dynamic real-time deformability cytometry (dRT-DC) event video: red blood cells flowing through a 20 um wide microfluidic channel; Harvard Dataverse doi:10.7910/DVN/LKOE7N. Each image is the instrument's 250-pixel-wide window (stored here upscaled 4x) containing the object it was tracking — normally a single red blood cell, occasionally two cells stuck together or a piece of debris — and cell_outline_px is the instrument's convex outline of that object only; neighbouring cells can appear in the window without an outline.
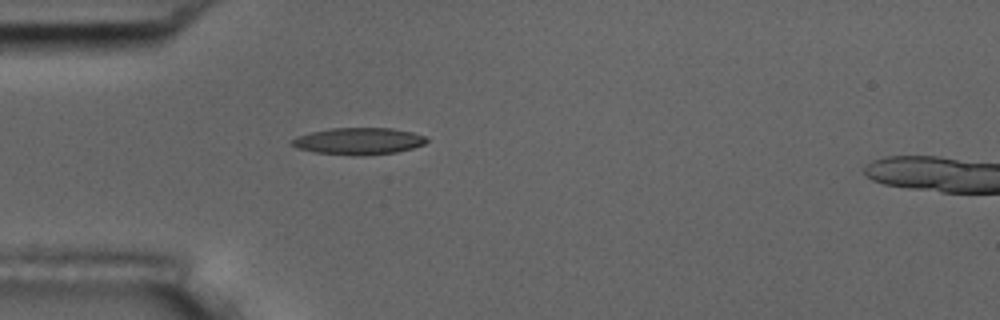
{"species": "common noctule bat (a hibernating species)", "species_latin": "Nyctalus noctula", "temperature_condition": "room temperature", "stored_images_in_passage": 3, "camera_frame_rate_fps": 3000, "um_per_image_px": 0.085, "animal": {"sex": "male", "body_mass_g": 17.5, "forearm_length_mm": 52.3}, "frame": {"image": 1, "passage_image": 3, "time_ms": 3.333, "image_size_px": [1000, 320], "cell_outline_px": [[428, 140], [424, 144], [412, 148], [396, 152], [364, 156], [352, 156], [312, 152], [296, 148], [288, 144], [288, 140], [296, 136], [312, 132], [332, 128], [392, 128], [412, 132], [428, 136]], "centroid_in_image_um": [30.43, 12.01], "position_along_channel_um": 54.6, "area_um2": 21.5}}